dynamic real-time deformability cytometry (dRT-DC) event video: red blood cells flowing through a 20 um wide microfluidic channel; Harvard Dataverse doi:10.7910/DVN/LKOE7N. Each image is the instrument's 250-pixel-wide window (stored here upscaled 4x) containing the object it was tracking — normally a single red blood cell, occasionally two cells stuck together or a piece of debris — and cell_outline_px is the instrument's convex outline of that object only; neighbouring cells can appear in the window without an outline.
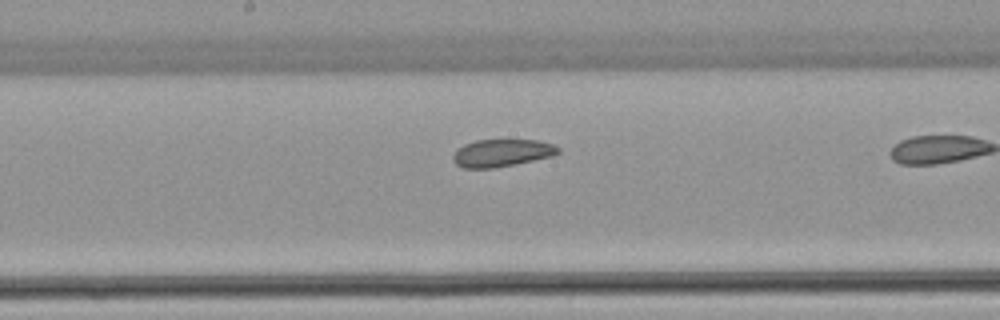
{"species": "common noctule bat (a hibernating species)", "species_latin": "Nyctalus noctula", "temperature_condition": "warm", "stored_images_in_passage": 19, "camera_frame_rate_fps": 3000, "um_per_image_px": 0.085, "animal": {"sex": "female", "body_mass_g": 22.7, "forearm_length_mm": 54.2}, "frame": {"image": 1, "passage_image": 16, "time_ms": 5.0, "image_size_px": [1000, 320], "cell_outline_px": [[560, 152], [552, 156], [516, 164], [492, 168], [464, 168], [456, 164], [452, 160], [452, 156], [456, 148], [464, 144], [476, 140], [536, 140], [552, 144], [560, 148]], "centroid_in_image_um": [42.62, 13.0], "position_along_channel_um": 205.6, "area_um2": 16.88}}